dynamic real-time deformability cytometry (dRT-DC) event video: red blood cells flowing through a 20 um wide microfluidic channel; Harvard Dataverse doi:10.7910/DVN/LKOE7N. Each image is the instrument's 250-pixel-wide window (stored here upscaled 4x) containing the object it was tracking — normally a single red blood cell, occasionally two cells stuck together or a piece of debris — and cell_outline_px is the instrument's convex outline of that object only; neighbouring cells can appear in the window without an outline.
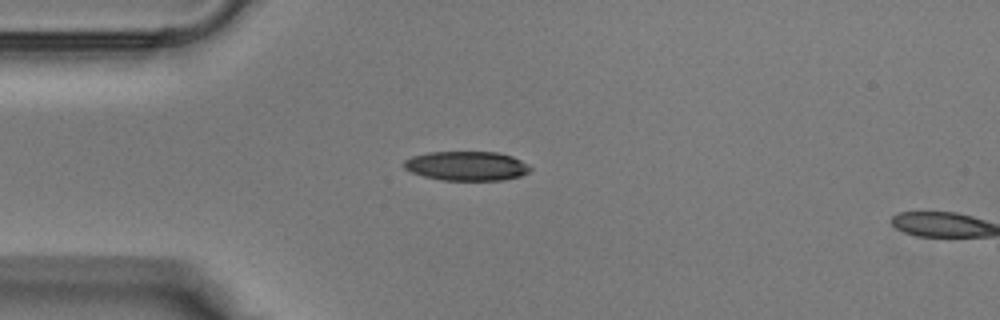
{"species": "Egyptian fruit bat (a non-hibernating species)", "species_latin": "Rousettus aegyptiacus", "temperature_condition": "warm", "stored_images_in_passage": 10, "camera_frame_rate_fps": 3000, "um_per_image_px": 0.085, "animal": {"sex": "male"}, "frame": {"image": 1, "passage_image": 9, "time_ms": 2.667, "image_size_px": [1000, 320], "cell_outline_px": [[532, 168], [528, 172], [520, 176], [504, 180], [440, 180], [424, 176], [412, 172], [404, 168], [400, 164], [404, 160], [412, 156], [428, 152], [496, 152], [512, 156], [528, 164]], "centroid_in_image_um": [39.64, 14.1], "position_along_channel_um": 45.4, "area_um2": 21.68}}